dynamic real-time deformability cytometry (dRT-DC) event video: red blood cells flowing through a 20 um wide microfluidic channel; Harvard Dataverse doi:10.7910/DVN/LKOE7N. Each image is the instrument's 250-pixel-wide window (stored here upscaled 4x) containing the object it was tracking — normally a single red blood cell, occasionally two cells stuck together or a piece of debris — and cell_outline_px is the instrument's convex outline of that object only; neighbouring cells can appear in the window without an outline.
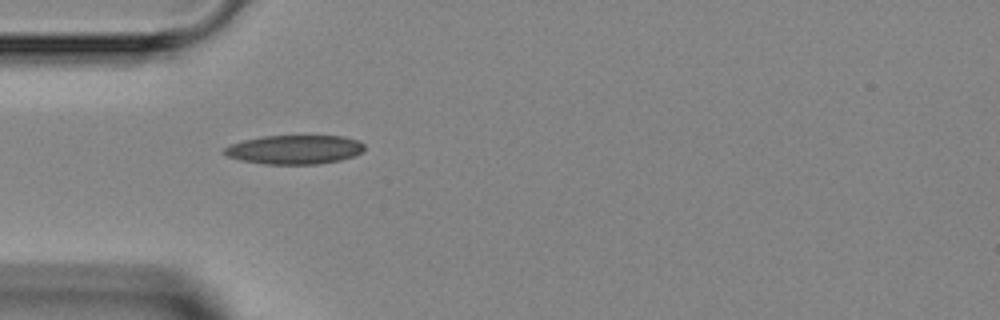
{"species": "Egyptian fruit bat (a non-hibernating species)", "species_latin": "Rousettus aegyptiacus", "temperature_condition": "room temperature", "stored_images_in_passage": 4, "camera_frame_rate_fps": 3000, "um_per_image_px": 0.085, "animal": {"sex": "female"}, "frame": {"image": 1, "passage_image": 3, "time_ms": 2.333, "image_size_px": [1000, 320], "cell_outline_px": [[364, 148], [360, 152], [352, 156], [340, 160], [320, 164], [264, 164], [240, 160], [228, 156], [224, 152], [224, 148], [232, 144], [244, 140], [264, 136], [344, 136], [360, 140], [364, 144]], "centroid_in_image_um": [25.06, 12.71], "position_along_channel_um": 59.9, "area_um2": 23.58}}
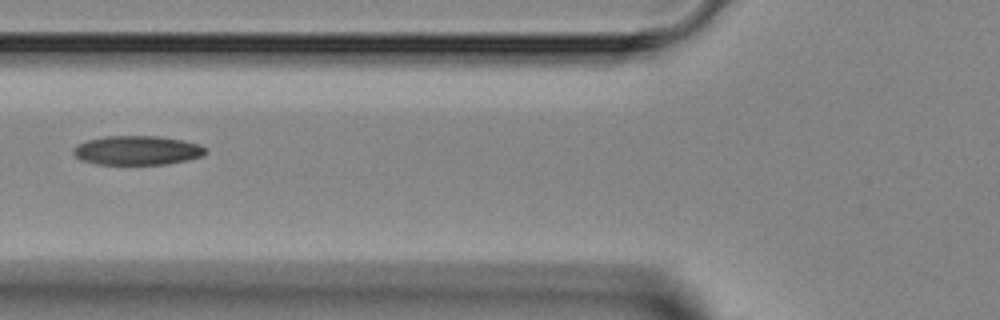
{"frame": {"image": 2, "passage_image": 4, "time_ms": 3.667, "image_size_px": [1000, 320], "cell_outline_px": [[208, 152], [204, 156], [188, 160], [168, 164], [96, 164], [80, 160], [72, 152], [72, 148], [76, 144], [88, 140], [104, 136], [160, 136], [184, 140], [200, 144], [208, 148]], "centroid_in_image_um": [11.7, 12.78], "position_along_channel_um": 114.1, "area_um2": 22.89}}